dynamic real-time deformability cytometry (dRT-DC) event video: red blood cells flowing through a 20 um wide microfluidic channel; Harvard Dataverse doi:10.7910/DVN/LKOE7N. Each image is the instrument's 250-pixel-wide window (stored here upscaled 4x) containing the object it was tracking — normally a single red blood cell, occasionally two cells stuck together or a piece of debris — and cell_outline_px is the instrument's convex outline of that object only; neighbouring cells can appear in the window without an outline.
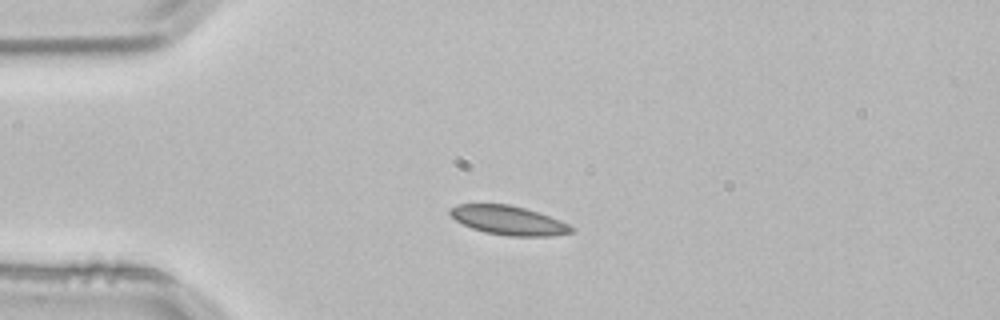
{"species": "common noctule bat (a hibernating species)", "species_latin": "Nyctalus noctula", "temperature_condition": "room temperature", "stored_images_in_passage": 1, "camera_frame_rate_fps": 3000, "um_per_image_px": 0.085, "animal": {"sex": "male", "body_mass_g": 21.5, "forearm_length_mm": 52.0}, "frame": {"image": 1, "passage_image": 1, "time_ms": 0.0, "image_size_px": [1000, 320], "cell_outline_px": [[576, 228], [572, 232], [552, 236], [508, 236], [484, 232], [472, 228], [456, 220], [448, 212], [448, 208], [456, 204], [508, 204], [524, 208], [560, 220]], "centroid_in_image_um": [43.2, 18.73], "position_along_channel_um": 41.8, "area_um2": 20.46}}